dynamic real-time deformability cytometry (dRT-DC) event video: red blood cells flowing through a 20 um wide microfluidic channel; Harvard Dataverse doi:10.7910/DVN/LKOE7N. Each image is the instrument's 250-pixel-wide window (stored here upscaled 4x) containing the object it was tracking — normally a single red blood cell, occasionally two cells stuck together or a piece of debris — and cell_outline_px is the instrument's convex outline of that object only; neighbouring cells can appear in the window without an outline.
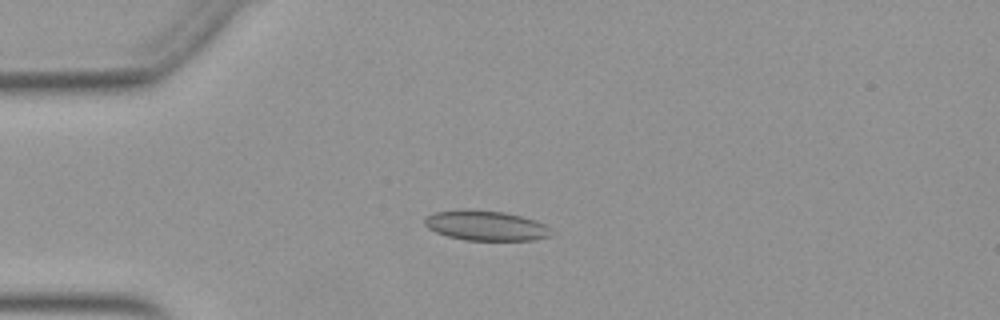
{"species": "Egyptian fruit bat (a non-hibernating species)", "species_latin": "Rousettus aegyptiacus", "temperature_condition": "warm", "stored_images_in_passage": 51, "camera_frame_rate_fps": 3000, "um_per_image_px": 0.085, "animal": {"sex": "female"}, "frame": {"image": 1, "passage_image": 12, "time_ms": 3.667, "image_size_px": [1000, 320], "cell_outline_px": [[552, 236], [532, 240], [464, 240], [448, 236], [436, 232], [428, 228], [424, 224], [424, 220], [432, 212], [504, 212], [536, 220], [544, 224], [548, 228]], "centroid_in_image_um": [41.33, 19.22], "position_along_channel_um": 43.7, "area_um2": 21.15}}
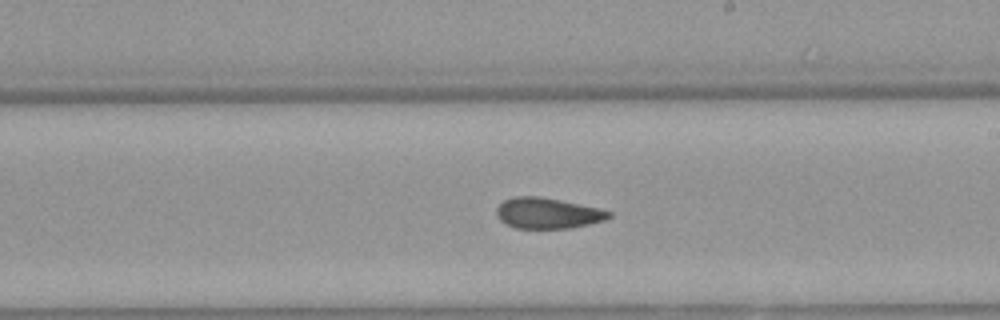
{"frame": {"image": 2, "passage_image": 29, "time_ms": 9.333, "image_size_px": [1000, 320], "cell_outline_px": [[612, 216], [604, 220], [588, 224], [568, 228], [516, 228], [500, 220], [496, 216], [496, 208], [504, 200], [512, 196], [540, 196], [600, 208], [612, 212]], "centroid_in_image_um": [46.54, 18.11], "position_along_channel_um": 242.5, "area_um2": 20.11}}
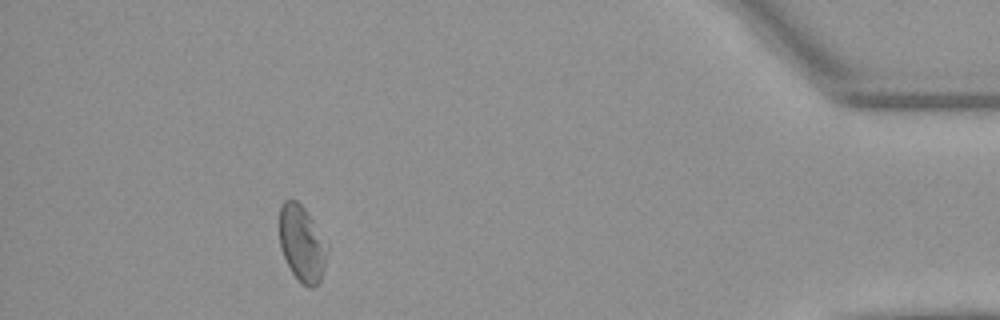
{"frame": {"image": 3, "passage_image": 46, "time_ms": 15.0, "image_size_px": [1000, 320], "cell_outline_px": [[324, 268], [320, 280], [312, 288], [308, 288], [292, 272], [280, 248], [280, 204], [284, 200], [296, 200], [308, 212], [324, 256]], "centroid_in_image_um": [25.55, 20.69], "position_along_channel_um": 409.7, "area_um2": 19.48}, "authors_computed_cell_mechanics": {"area_um2": 21.1548, "velocity_mm_per_s": 3.9346, "shape_relaxation_time_tau1_ms": null, "shape_relaxation_time_tau2_ms": 1.444, "deformation_change_tau1": null, "deformation_change_tau2": 0.0661}}